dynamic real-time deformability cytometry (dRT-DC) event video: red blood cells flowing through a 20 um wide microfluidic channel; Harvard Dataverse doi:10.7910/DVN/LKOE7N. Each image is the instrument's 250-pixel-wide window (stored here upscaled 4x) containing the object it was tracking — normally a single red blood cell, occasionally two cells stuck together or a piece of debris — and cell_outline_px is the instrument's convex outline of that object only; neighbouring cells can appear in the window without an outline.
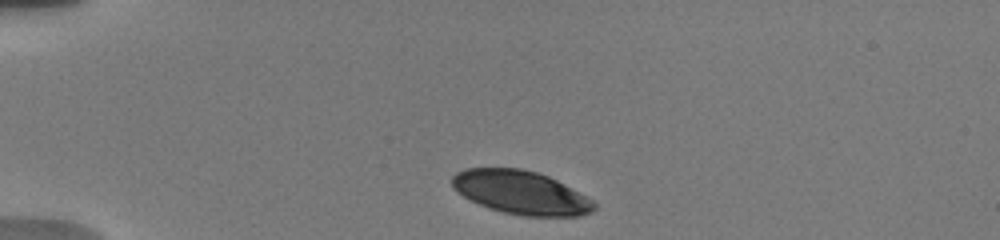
{"species": "human", "species_latin": "Homo sapiens", "temperature_condition": "warm", "stored_images_in_passage": 28, "camera_frame_rate_fps": 3000, "um_per_image_px": 0.085, "donor": {"sex": "male"}, "frame": {"image": 1, "passage_image": 1, "time_ms": 0.0, "image_size_px": [1000, 240], "cell_outline_px": [[596, 208], [592, 212], [580, 216], [524, 216], [504, 212], [488, 208], [464, 196], [452, 188], [452, 176], [456, 172], [464, 168], [520, 168], [536, 172], [548, 176], [588, 196], [596, 204]], "centroid_in_image_um": [44.29, 16.36], "position_along_channel_um": 40.7, "area_um2": 36.01}}
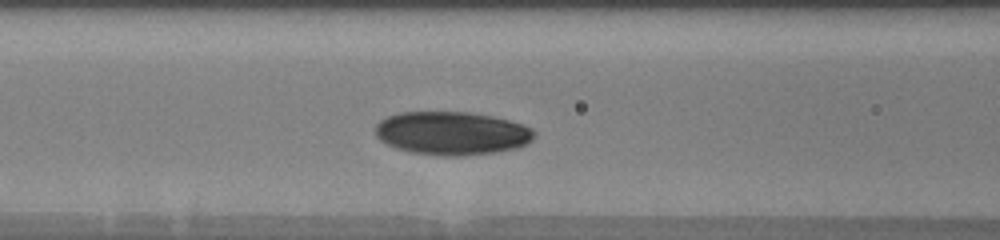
{"frame": {"image": 2, "passage_image": 8, "time_ms": 3.667, "image_size_px": [1000, 240], "cell_outline_px": [[536, 136], [528, 144], [516, 148], [496, 152], [464, 156], [448, 156], [412, 152], [396, 148], [380, 140], [376, 136], [376, 124], [380, 120], [388, 116], [400, 112], [468, 112], [492, 116], [524, 124], [532, 128], [536, 132]], "centroid_in_image_um": [38.45, 11.32], "position_along_channel_um": 128.2, "area_um2": 40.29}}
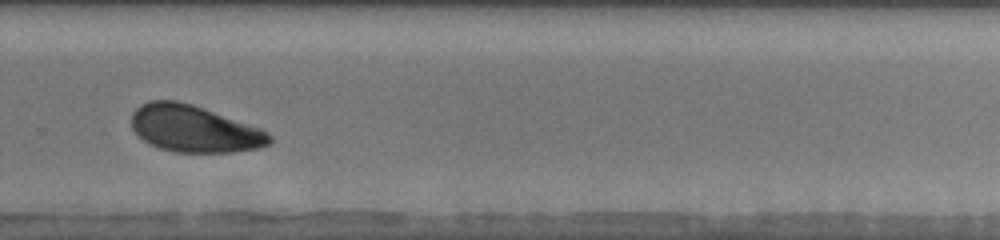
{"frame": {"image": 3, "passage_image": 19, "time_ms": 8.667, "image_size_px": [1000, 240], "cell_outline_px": [[272, 144], [260, 148], [232, 152], [176, 152], [160, 148], [144, 140], [132, 128], [132, 112], [140, 104], [148, 100], [176, 100], [192, 104], [204, 108], [260, 128], [272, 136]], "centroid_in_image_um": [16.52, 10.94], "position_along_channel_um": 313.3, "area_um2": 37.57}, "authors_computed_cell_mechanics": {"area_um2": 38.4081, "velocity_mm_per_s": 3.706, "shape_relaxation_time_tau1_ms": 2.607, "shape_relaxation_time_tau2_ms": null, "deformation_change_tau1": 0.0998, "deformation_change_tau2": null}}